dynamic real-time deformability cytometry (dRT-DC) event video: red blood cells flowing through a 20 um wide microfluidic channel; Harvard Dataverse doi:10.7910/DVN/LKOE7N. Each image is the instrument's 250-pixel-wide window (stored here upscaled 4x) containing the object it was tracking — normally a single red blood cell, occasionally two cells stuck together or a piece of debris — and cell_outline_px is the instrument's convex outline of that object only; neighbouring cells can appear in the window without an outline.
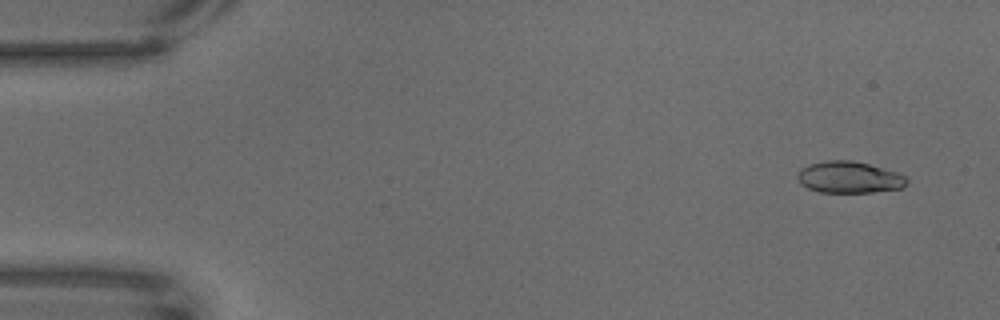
{"species": "common noctule bat (a hibernating species)", "species_latin": "Nyctalus noctula", "temperature_condition": "warm", "stored_images_in_passage": 66, "camera_frame_rate_fps": 3000, "um_per_image_px": 0.085, "animal": {"sex": "male", "body_mass_g": 18.8}, "frame": {"image": 1, "passage_image": 4, "time_ms": 1.0, "image_size_px": [1000, 320], "cell_outline_px": [[908, 180], [900, 188], [872, 192], [820, 192], [808, 188], [800, 184], [796, 176], [800, 168], [808, 164], [828, 160], [852, 160], [868, 164], [896, 172], [904, 176]], "centroid_in_image_um": [72.11, 15.06], "position_along_channel_um": 12.9, "area_um2": 20.0}}
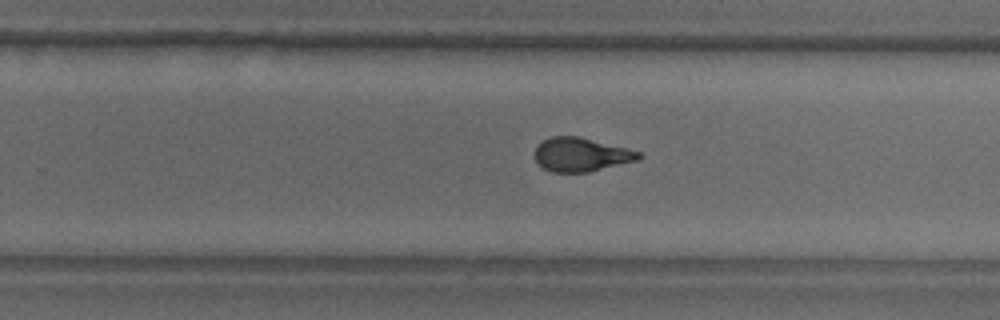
{"frame": {"image": 2, "passage_image": 42, "time_ms": 13.667, "image_size_px": [1000, 320], "cell_outline_px": [[644, 156], [640, 160], [588, 172], [552, 172], [544, 168], [536, 160], [536, 148], [544, 140], [552, 136], [580, 136], [640, 152]], "centroid_in_image_um": [49.44, 13.14], "position_along_channel_um": 280.4, "area_um2": 20.29}}
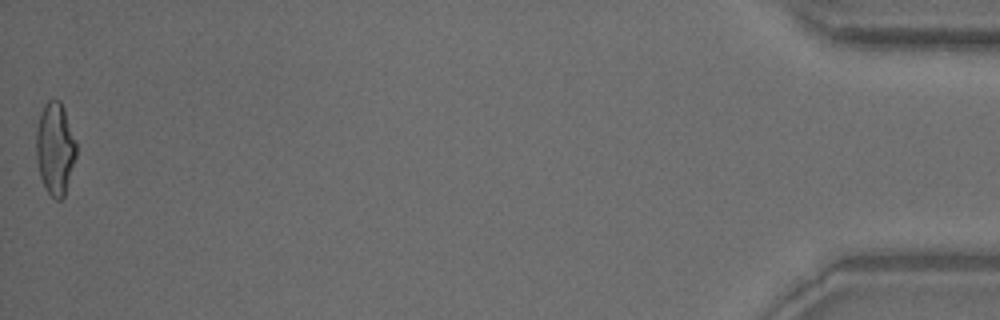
{"frame": {"image": 3, "passage_image": 66, "time_ms": 21.667, "image_size_px": [1000, 320], "cell_outline_px": [[76, 156], [64, 196], [60, 200], [56, 200], [44, 188], [40, 176], [36, 160], [36, 128], [40, 112], [44, 104], [48, 100], [60, 100], [64, 108], [76, 140]], "centroid_in_image_um": [4.67, 12.61], "position_along_channel_um": 430.5, "area_um2": 21.73}}